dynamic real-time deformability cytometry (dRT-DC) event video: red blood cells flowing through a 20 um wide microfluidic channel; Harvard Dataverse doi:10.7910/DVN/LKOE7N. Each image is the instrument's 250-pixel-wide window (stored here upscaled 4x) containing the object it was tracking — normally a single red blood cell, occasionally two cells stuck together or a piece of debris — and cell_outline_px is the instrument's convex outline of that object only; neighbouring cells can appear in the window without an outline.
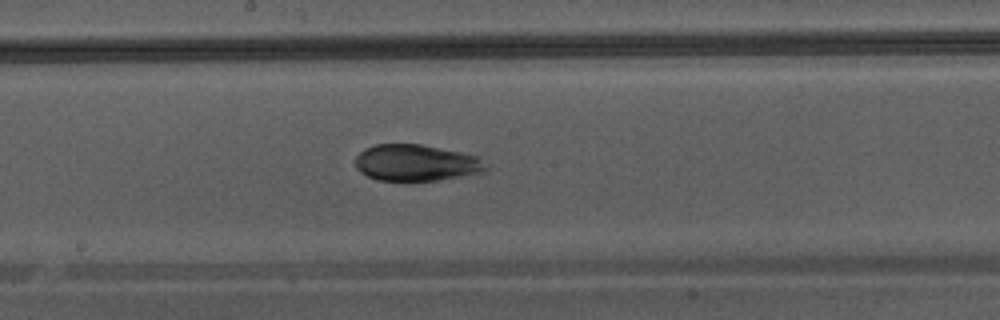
{"species": "Egyptian fruit bat (a non-hibernating species)", "species_latin": "Rousettus aegyptiacus", "temperature_condition": "warm", "stored_images_in_passage": 33, "camera_frame_rate_fps": 3000, "um_per_image_px": 0.085, "animal": {"sex": "male"}, "frame": {"image": 1, "passage_image": 15, "time_ms": 4.667, "image_size_px": [1000, 320], "cell_outline_px": [[488, 168], [484, 172], [436, 180], [380, 180], [368, 176], [360, 172], [356, 168], [356, 156], [364, 148], [376, 144], [420, 144], [480, 156], [488, 164]], "centroid_in_image_um": [35.4, 13.83], "position_along_channel_um": 212.8, "area_um2": 27.69}}
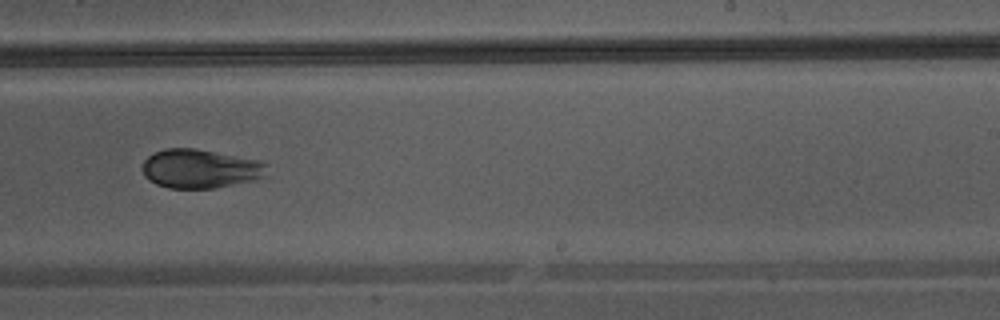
{"frame": {"image": 2, "passage_image": 19, "time_ms": 6.0, "image_size_px": [1000, 320], "cell_outline_px": [[268, 164], [264, 176], [256, 180], [212, 188], [168, 188], [156, 184], [148, 180], [144, 176], [140, 168], [144, 160], [148, 156], [164, 148], [196, 148], [260, 160]], "centroid_in_image_um": [16.99, 14.33], "position_along_channel_um": 272.0, "area_um2": 28.55}}